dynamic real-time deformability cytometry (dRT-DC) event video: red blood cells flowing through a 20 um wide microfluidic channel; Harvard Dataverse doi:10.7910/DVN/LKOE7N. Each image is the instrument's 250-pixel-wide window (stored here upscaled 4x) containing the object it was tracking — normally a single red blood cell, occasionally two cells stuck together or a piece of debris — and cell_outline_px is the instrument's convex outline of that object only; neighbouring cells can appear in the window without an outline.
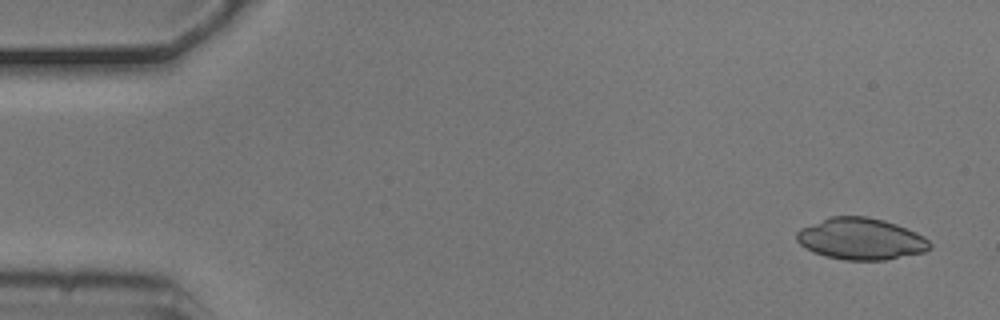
{"species": "common noctule bat (a hibernating species)", "species_latin": "Nyctalus noctula", "temperature_condition": "cold", "stored_images_in_passage": 4, "camera_frame_rate_fps": 3000, "um_per_image_px": 0.085, "animal": {"sex": "male", "body_mass_g": 20.5, "forearm_length_mm": 52.5}, "frame": {"image": 1, "passage_image": 1, "time_ms": 0.0, "image_size_px": [1000, 320], "cell_outline_px": [[932, 248], [924, 252], [884, 260], [844, 260], [824, 256], [800, 244], [796, 240], [796, 232], [800, 228], [828, 216], [868, 216], [884, 220], [896, 224], [916, 232], [924, 236], [932, 244]], "centroid_in_image_um": [73.18, 20.29], "position_along_channel_um": 11.8, "area_um2": 32.43}}